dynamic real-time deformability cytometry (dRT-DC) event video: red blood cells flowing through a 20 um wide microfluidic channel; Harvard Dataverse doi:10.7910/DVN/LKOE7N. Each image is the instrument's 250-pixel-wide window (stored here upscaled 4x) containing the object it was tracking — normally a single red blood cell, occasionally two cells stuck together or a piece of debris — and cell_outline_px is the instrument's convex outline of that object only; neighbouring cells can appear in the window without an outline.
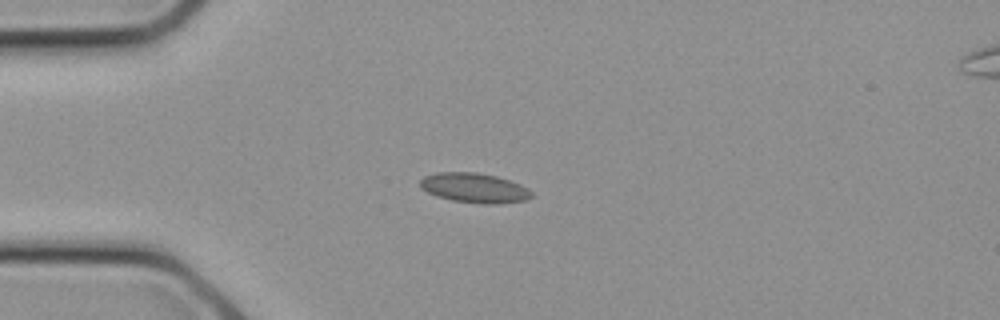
{"species": "common noctule bat (a hibernating species)", "species_latin": "Nyctalus noctula", "temperature_condition": "cold", "stored_images_in_passage": 7, "camera_frame_rate_fps": 3000, "um_per_image_px": 0.085, "animal": {"sex": "female", "body_mass_g": 21.9}, "frame": {"image": 1, "passage_image": 1, "time_ms": 0.0, "image_size_px": [1000, 320], "cell_outline_px": [[532, 196], [524, 200], [500, 204], [484, 204], [452, 200], [436, 196], [420, 188], [420, 180], [424, 176], [436, 172], [476, 172], [496, 176], [520, 184], [528, 188], [532, 192]], "centroid_in_image_um": [40.3, 15.97], "position_along_channel_um": 44.7, "area_um2": 19.31}}
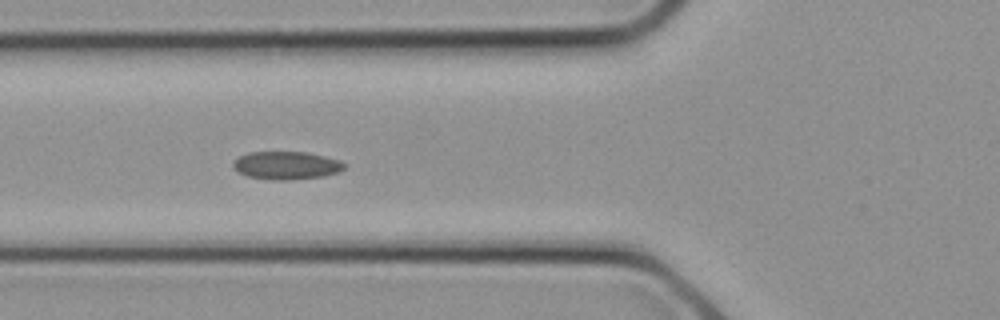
{"frame": {"image": 2, "passage_image": 4, "time_ms": 1.0, "image_size_px": [1000, 320], "cell_outline_px": [[348, 164], [340, 172], [324, 176], [288, 180], [272, 180], [248, 176], [232, 168], [232, 164], [240, 156], [248, 152], [308, 152], [340, 160]], "centroid_in_image_um": [24.39, 14.06], "position_along_channel_um": 101.4, "area_um2": 18.21}}
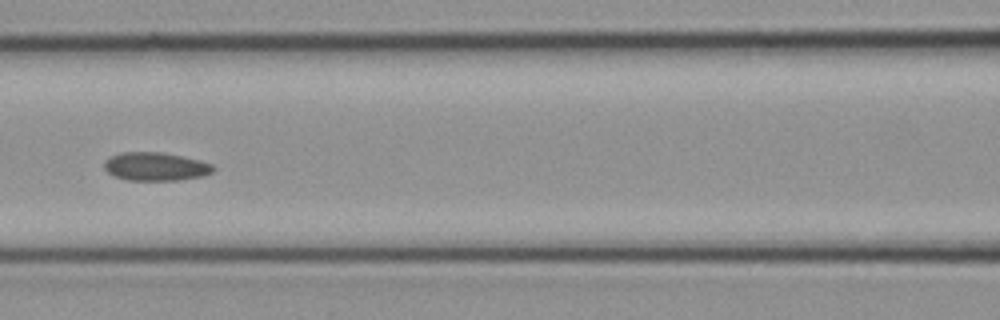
{"frame": {"image": 3, "passage_image": 6, "time_ms": 1.667, "image_size_px": [1000, 320], "cell_outline_px": [[216, 168], [212, 172], [204, 176], [180, 180], [128, 180], [116, 176], [108, 172], [104, 168], [104, 160], [112, 156], [124, 152], [164, 152], [184, 156], [200, 160], [212, 164]], "centroid_in_image_um": [13.27, 14.15], "position_along_channel_um": 153.3, "area_um2": 18.09}}